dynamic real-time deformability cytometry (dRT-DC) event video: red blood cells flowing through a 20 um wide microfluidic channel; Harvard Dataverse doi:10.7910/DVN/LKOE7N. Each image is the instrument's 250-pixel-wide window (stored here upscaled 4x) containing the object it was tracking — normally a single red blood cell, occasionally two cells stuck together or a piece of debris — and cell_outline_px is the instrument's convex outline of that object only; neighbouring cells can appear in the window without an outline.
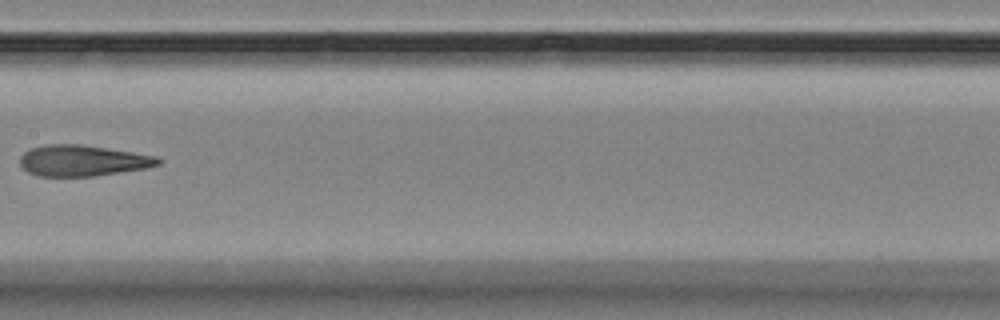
{"species": "Egyptian fruit bat (a non-hibernating species)", "species_latin": "Rousettus aegyptiacus", "temperature_condition": "room temperature", "stored_images_in_passage": 9, "camera_frame_rate_fps": 3000, "um_per_image_px": 0.085, "animal": {"sex": "female"}, "frame": {"image": 1, "passage_image": 7, "time_ms": 8.0, "image_size_px": [1000, 320], "cell_outline_px": [[164, 160], [160, 164], [144, 168], [92, 176], [36, 176], [28, 172], [20, 164], [20, 156], [24, 152], [32, 148], [44, 144], [80, 144], [108, 148], [156, 156]], "centroid_in_image_um": [7.0, 13.64], "position_along_channel_um": 200.4, "area_um2": 24.85}}
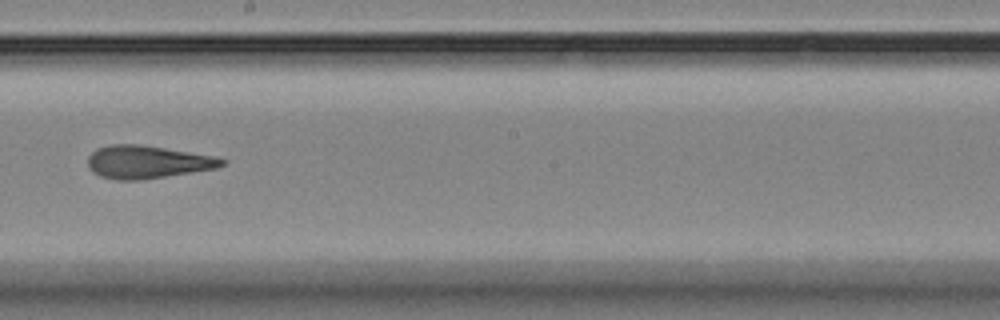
{"frame": {"image": 2, "passage_image": 8, "time_ms": 9.0, "image_size_px": [1000, 320], "cell_outline_px": [[228, 160], [224, 164], [216, 168], [140, 180], [116, 180], [100, 176], [92, 172], [88, 168], [88, 156], [96, 148], [108, 144], [140, 144], [216, 156]], "centroid_in_image_um": [12.49, 13.76], "position_along_channel_um": 235.7, "area_um2": 25.78}}
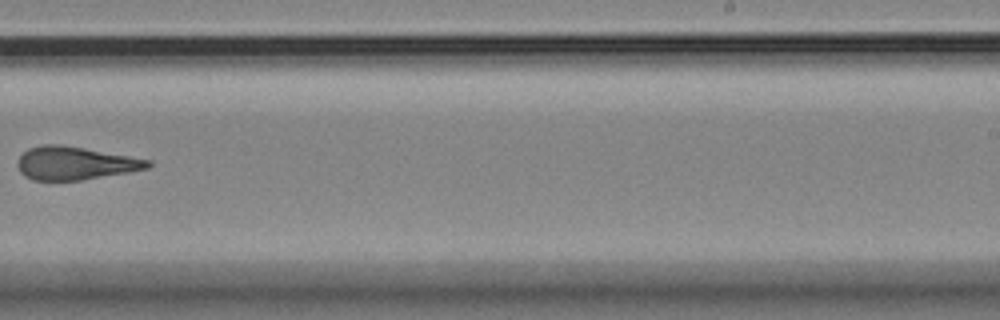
{"frame": {"image": 3, "passage_image": 9, "time_ms": 10.333, "image_size_px": [1000, 320], "cell_outline_px": [[152, 164], [148, 168], [128, 172], [80, 180], [32, 180], [24, 176], [20, 172], [16, 164], [16, 160], [28, 148], [40, 144], [60, 144], [84, 148], [152, 160]], "centroid_in_image_um": [6.34, 13.86], "position_along_channel_um": 282.7, "area_um2": 25.2}}